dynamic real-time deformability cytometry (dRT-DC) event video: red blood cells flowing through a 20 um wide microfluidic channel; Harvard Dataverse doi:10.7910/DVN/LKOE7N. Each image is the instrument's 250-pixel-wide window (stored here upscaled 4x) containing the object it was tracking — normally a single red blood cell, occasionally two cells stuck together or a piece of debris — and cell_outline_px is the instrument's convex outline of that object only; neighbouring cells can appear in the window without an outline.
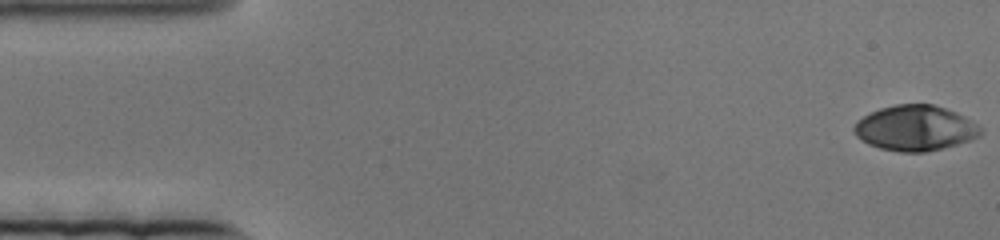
{"species": "human", "species_latin": "Homo sapiens", "temperature_condition": "cold", "stored_images_in_passage": 83, "camera_frame_rate_fps": 3000, "um_per_image_px": 0.085, "donor": {"sex": "female"}, "frame": {"image": 1, "passage_image": 1, "time_ms": 0.0, "image_size_px": [1000, 240], "cell_outline_px": [[984, 132], [980, 136], [972, 140], [944, 148], [924, 152], [900, 152], [880, 148], [868, 144], [856, 136], [852, 128], [856, 120], [880, 108], [896, 104], [932, 104], [956, 112], [964, 116], [976, 124]], "centroid_in_image_um": [77.79, 10.89], "position_along_channel_um": 7.2, "area_um2": 33.52}}
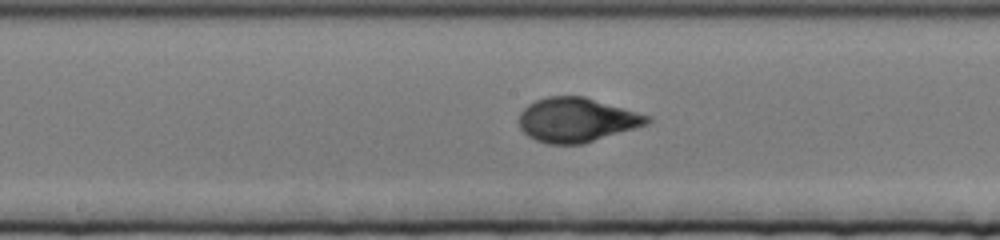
{"frame": {"image": 2, "passage_image": 41, "time_ms": 13.333, "image_size_px": [1000, 240], "cell_outline_px": [[652, 120], [648, 124], [584, 144], [548, 144], [536, 140], [528, 136], [520, 128], [520, 112], [528, 104], [536, 100], [548, 96], [584, 96], [652, 116]], "centroid_in_image_um": [49.04, 10.19], "position_along_channel_um": 199.2, "area_um2": 33.18}}
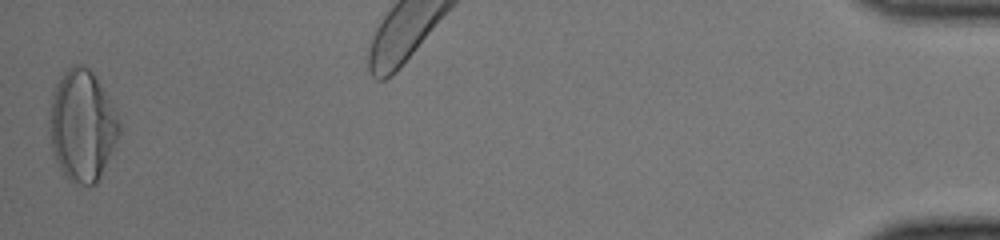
{"frame": {"image": 3, "passage_image": 82, "time_ms": 27.0, "image_size_px": [1000, 240], "cell_outline_px": [[120, 132], [100, 176], [96, 184], [80, 184], [68, 180], [64, 176], [52, 152], [52, 96], [56, 84], [64, 72], [72, 64], [84, 64], [96, 76], [120, 124]], "centroid_in_image_um": [6.99, 10.68], "position_along_channel_um": 428.2, "area_um2": 43.87}}